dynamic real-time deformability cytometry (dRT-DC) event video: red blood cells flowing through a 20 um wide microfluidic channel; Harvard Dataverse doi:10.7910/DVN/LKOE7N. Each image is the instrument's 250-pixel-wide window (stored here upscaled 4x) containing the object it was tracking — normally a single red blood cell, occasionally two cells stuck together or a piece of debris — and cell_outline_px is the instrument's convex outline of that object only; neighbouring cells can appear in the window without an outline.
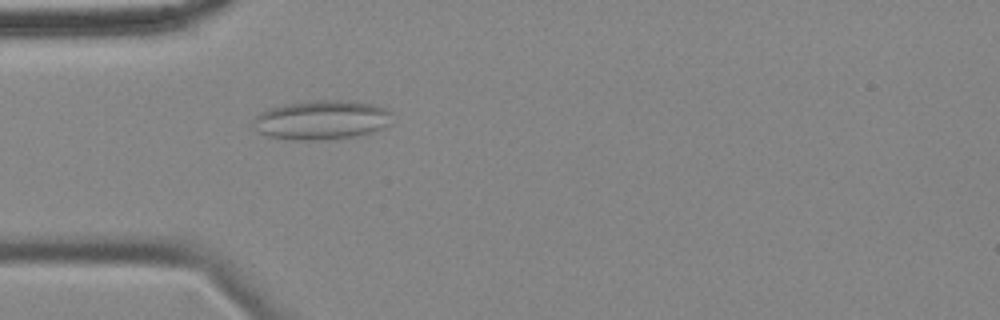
{"species": "common noctule bat (a hibernating species)", "species_latin": "Nyctalus noctula", "temperature_condition": "cold", "stored_images_in_passage": 57, "camera_frame_rate_fps": 3000, "um_per_image_px": 0.085, "animal": {"sex": "female", "body_mass_g": 18.4}, "frame": {"image": 1, "passage_image": 16, "time_ms": 5.0, "image_size_px": [1000, 320], "cell_outline_px": [[392, 112], [388, 124], [384, 128], [360, 136], [316, 140], [304, 140], [268, 136], [256, 132], [252, 124], [252, 120], [256, 116], [272, 108], [284, 104], [316, 100], [352, 100], [372, 104], [384, 108]], "centroid_in_image_um": [27.35, 10.19], "position_along_channel_um": 57.6, "area_um2": 31.73}}
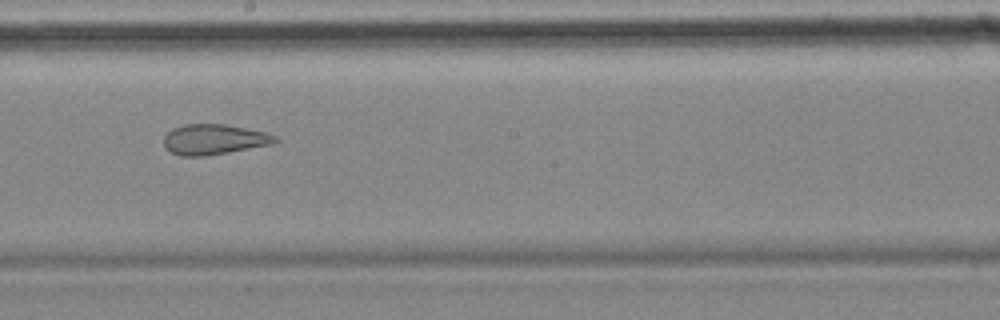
{"frame": {"image": 2, "passage_image": 31, "time_ms": 10.0, "image_size_px": [1000, 320], "cell_outline_px": [[280, 140], [272, 144], [228, 152], [204, 156], [180, 156], [172, 152], [164, 144], [164, 136], [172, 128], [184, 124], [224, 124], [268, 132], [276, 136]], "centroid_in_image_um": [18.22, 11.84], "position_along_channel_um": 230.0, "area_um2": 19.65}}
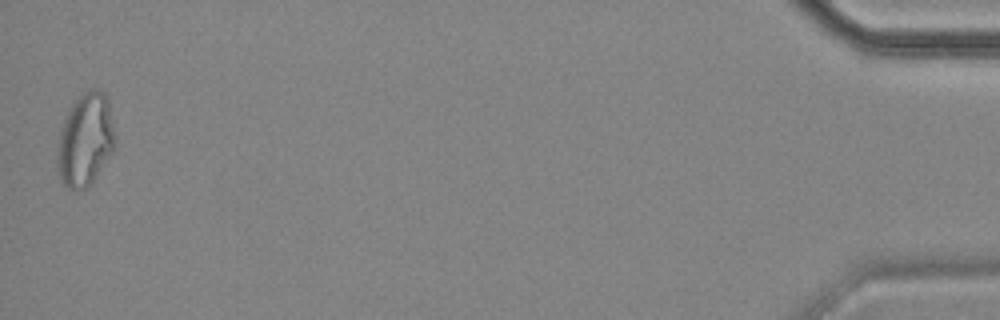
{"frame": {"image": 3, "passage_image": 56, "time_ms": 18.333, "image_size_px": [1000, 320], "cell_outline_px": [[116, 136], [112, 152], [88, 188], [68, 188], [60, 180], [56, 168], [56, 160], [60, 128], [68, 108], [84, 92], [96, 88], [100, 88], [108, 96]], "centroid_in_image_um": [7.25, 11.85], "position_along_channel_um": 428.0, "area_um2": 31.56}, "authors_computed_cell_mechanics": {"area_um2": 26.588, "velocity_mm_per_s": 3.4985, "shape_relaxation_time_tau1_ms": null, "shape_relaxation_time_tau2_ms": 2.0656, "deformation_change_tau1": null, "deformation_change_tau2": 0.1002}}